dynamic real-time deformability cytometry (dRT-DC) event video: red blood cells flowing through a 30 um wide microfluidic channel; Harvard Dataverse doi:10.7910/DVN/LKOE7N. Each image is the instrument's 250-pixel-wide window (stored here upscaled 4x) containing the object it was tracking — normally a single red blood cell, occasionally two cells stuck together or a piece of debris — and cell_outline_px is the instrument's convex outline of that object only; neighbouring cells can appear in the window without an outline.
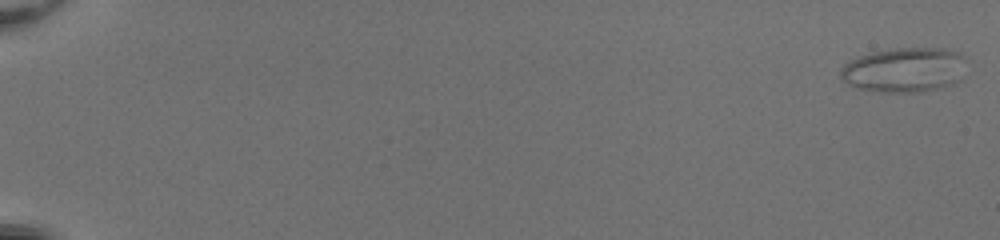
{"species": "common noctule bat (a hibernating species)", "species_latin": "Nyctalus noctula", "temperature_condition": "room temperature", "stored_images_in_passage": 52, "camera_frame_rate_fps": 3000, "um_per_image_px": 0.085, "animal": {"sex": "female", "body_mass_g": 20.0, "forearm_length_mm": 54.0}, "frame": {"image": 1, "passage_image": 1, "time_ms": 0.0, "image_size_px": [1000, 240], "cell_outline_px": [[960, 80], [956, 84], [924, 92], [880, 92], [856, 88], [848, 84], [840, 76], [840, 68], [848, 60], [856, 56], [872, 52], [896, 48], [944, 48], [960, 52]], "centroid_in_image_um": [76.78, 5.95], "position_along_channel_um": 8.2, "area_um2": 32.77}}
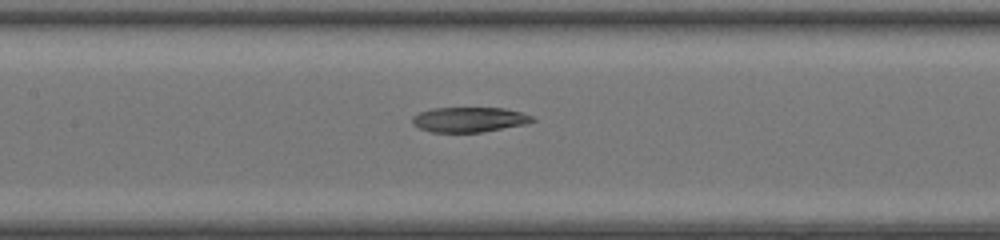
{"frame": {"image": 2, "passage_image": 28, "time_ms": 9.0, "image_size_px": [1000, 240], "cell_outline_px": [[536, 120], [524, 124], [484, 132], [432, 132], [420, 128], [412, 124], [412, 116], [420, 112], [432, 108], [504, 108], [520, 112], [532, 116]], "centroid_in_image_um": [39.86, 10.16], "position_along_channel_um": 167.5, "area_um2": 17.4}}
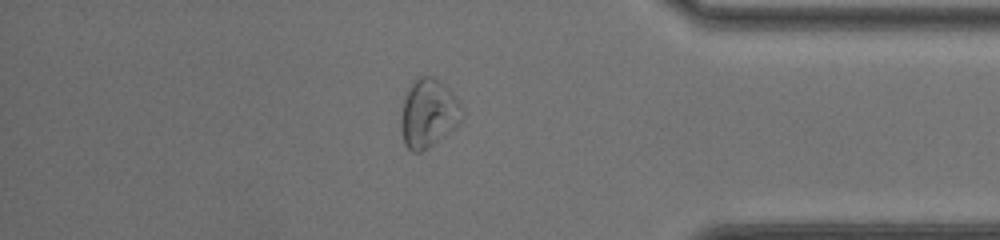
{"frame": {"image": 3, "passage_image": 46, "time_ms": 15.0, "image_size_px": [1000, 240], "cell_outline_px": [[464, 112], [460, 124], [456, 128], [420, 152], [412, 152], [404, 144], [400, 128], [400, 116], [404, 100], [412, 84], [420, 76], [432, 76], [444, 84], [456, 96], [464, 108]], "centroid_in_image_um": [36.44, 9.65], "position_along_channel_um": 398.8, "area_um2": 24.45}, "authors_computed_cell_mechanics": {"area_um2": 23.1778, "velocity_mm_per_s": 4.1483, "shape_relaxation_time_tau1_ms": null, "shape_relaxation_time_tau2_ms": 3.0623, "deformation_change_tau1": null, "deformation_change_tau2": 0.0998}}